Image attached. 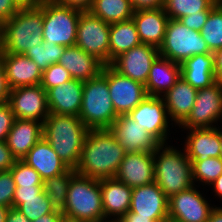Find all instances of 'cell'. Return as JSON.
<instances>
[{
    "label": "cell",
    "mask_w": 222,
    "mask_h": 222,
    "mask_svg": "<svg viewBox=\"0 0 222 222\" xmlns=\"http://www.w3.org/2000/svg\"><path fill=\"white\" fill-rule=\"evenodd\" d=\"M221 122L222 83L216 81L209 87L198 89L191 113L178 127V131L179 129L214 128L221 125Z\"/></svg>",
    "instance_id": "9c48e42d"
},
{
    "label": "cell",
    "mask_w": 222,
    "mask_h": 222,
    "mask_svg": "<svg viewBox=\"0 0 222 222\" xmlns=\"http://www.w3.org/2000/svg\"><path fill=\"white\" fill-rule=\"evenodd\" d=\"M200 188V190H199ZM197 185L168 198V218L178 222H207L216 206ZM202 192V193H201Z\"/></svg>",
    "instance_id": "8fae6325"
},
{
    "label": "cell",
    "mask_w": 222,
    "mask_h": 222,
    "mask_svg": "<svg viewBox=\"0 0 222 222\" xmlns=\"http://www.w3.org/2000/svg\"><path fill=\"white\" fill-rule=\"evenodd\" d=\"M211 53L200 32L186 27L180 20L169 18L159 56L182 64L194 55Z\"/></svg>",
    "instance_id": "ba28073f"
},
{
    "label": "cell",
    "mask_w": 222,
    "mask_h": 222,
    "mask_svg": "<svg viewBox=\"0 0 222 222\" xmlns=\"http://www.w3.org/2000/svg\"><path fill=\"white\" fill-rule=\"evenodd\" d=\"M15 189L16 184L11 171H0V206L12 207Z\"/></svg>",
    "instance_id": "ab89813d"
},
{
    "label": "cell",
    "mask_w": 222,
    "mask_h": 222,
    "mask_svg": "<svg viewBox=\"0 0 222 222\" xmlns=\"http://www.w3.org/2000/svg\"><path fill=\"white\" fill-rule=\"evenodd\" d=\"M214 55V68H215V79L222 83V48L213 52Z\"/></svg>",
    "instance_id": "681fc988"
},
{
    "label": "cell",
    "mask_w": 222,
    "mask_h": 222,
    "mask_svg": "<svg viewBox=\"0 0 222 222\" xmlns=\"http://www.w3.org/2000/svg\"><path fill=\"white\" fill-rule=\"evenodd\" d=\"M221 174V157H209L203 161H192V178L194 185L199 187L202 186L204 192L206 187H208Z\"/></svg>",
    "instance_id": "e575fe53"
},
{
    "label": "cell",
    "mask_w": 222,
    "mask_h": 222,
    "mask_svg": "<svg viewBox=\"0 0 222 222\" xmlns=\"http://www.w3.org/2000/svg\"><path fill=\"white\" fill-rule=\"evenodd\" d=\"M212 209L207 222H222V202Z\"/></svg>",
    "instance_id": "9f6ffc18"
},
{
    "label": "cell",
    "mask_w": 222,
    "mask_h": 222,
    "mask_svg": "<svg viewBox=\"0 0 222 222\" xmlns=\"http://www.w3.org/2000/svg\"><path fill=\"white\" fill-rule=\"evenodd\" d=\"M1 52L2 50H1V31H0V56H1Z\"/></svg>",
    "instance_id": "6125c7cd"
},
{
    "label": "cell",
    "mask_w": 222,
    "mask_h": 222,
    "mask_svg": "<svg viewBox=\"0 0 222 222\" xmlns=\"http://www.w3.org/2000/svg\"><path fill=\"white\" fill-rule=\"evenodd\" d=\"M141 44L133 19L110 24L109 65L119 55Z\"/></svg>",
    "instance_id": "f546056e"
},
{
    "label": "cell",
    "mask_w": 222,
    "mask_h": 222,
    "mask_svg": "<svg viewBox=\"0 0 222 222\" xmlns=\"http://www.w3.org/2000/svg\"><path fill=\"white\" fill-rule=\"evenodd\" d=\"M180 78V64L158 56L151 65L145 84L148 96L162 97Z\"/></svg>",
    "instance_id": "83f0119b"
},
{
    "label": "cell",
    "mask_w": 222,
    "mask_h": 222,
    "mask_svg": "<svg viewBox=\"0 0 222 222\" xmlns=\"http://www.w3.org/2000/svg\"><path fill=\"white\" fill-rule=\"evenodd\" d=\"M43 123L37 120L15 119L6 144L16 160H22L43 137Z\"/></svg>",
    "instance_id": "cb8c5ba5"
},
{
    "label": "cell",
    "mask_w": 222,
    "mask_h": 222,
    "mask_svg": "<svg viewBox=\"0 0 222 222\" xmlns=\"http://www.w3.org/2000/svg\"><path fill=\"white\" fill-rule=\"evenodd\" d=\"M222 125H220V157L222 158Z\"/></svg>",
    "instance_id": "680465c9"
},
{
    "label": "cell",
    "mask_w": 222,
    "mask_h": 222,
    "mask_svg": "<svg viewBox=\"0 0 222 222\" xmlns=\"http://www.w3.org/2000/svg\"><path fill=\"white\" fill-rule=\"evenodd\" d=\"M55 2L66 5L71 8H76L81 11H88L92 5L93 0H54Z\"/></svg>",
    "instance_id": "c3c4849f"
},
{
    "label": "cell",
    "mask_w": 222,
    "mask_h": 222,
    "mask_svg": "<svg viewBox=\"0 0 222 222\" xmlns=\"http://www.w3.org/2000/svg\"><path fill=\"white\" fill-rule=\"evenodd\" d=\"M169 144H160L154 152V181L168 198L194 186L185 149Z\"/></svg>",
    "instance_id": "3957f363"
},
{
    "label": "cell",
    "mask_w": 222,
    "mask_h": 222,
    "mask_svg": "<svg viewBox=\"0 0 222 222\" xmlns=\"http://www.w3.org/2000/svg\"><path fill=\"white\" fill-rule=\"evenodd\" d=\"M165 0H131L134 11L163 8Z\"/></svg>",
    "instance_id": "f6af8a7d"
},
{
    "label": "cell",
    "mask_w": 222,
    "mask_h": 222,
    "mask_svg": "<svg viewBox=\"0 0 222 222\" xmlns=\"http://www.w3.org/2000/svg\"><path fill=\"white\" fill-rule=\"evenodd\" d=\"M10 88L7 83L3 62L0 58V104L8 100Z\"/></svg>",
    "instance_id": "7dc6e473"
},
{
    "label": "cell",
    "mask_w": 222,
    "mask_h": 222,
    "mask_svg": "<svg viewBox=\"0 0 222 222\" xmlns=\"http://www.w3.org/2000/svg\"><path fill=\"white\" fill-rule=\"evenodd\" d=\"M43 190V186H16L14 198L36 197Z\"/></svg>",
    "instance_id": "bcb514c9"
},
{
    "label": "cell",
    "mask_w": 222,
    "mask_h": 222,
    "mask_svg": "<svg viewBox=\"0 0 222 222\" xmlns=\"http://www.w3.org/2000/svg\"><path fill=\"white\" fill-rule=\"evenodd\" d=\"M132 19L141 43L157 48L162 45L169 20L163 8L134 11Z\"/></svg>",
    "instance_id": "d4e9b609"
},
{
    "label": "cell",
    "mask_w": 222,
    "mask_h": 222,
    "mask_svg": "<svg viewBox=\"0 0 222 222\" xmlns=\"http://www.w3.org/2000/svg\"><path fill=\"white\" fill-rule=\"evenodd\" d=\"M75 80L88 81L98 76L104 64L95 56L86 53L77 45L64 49L58 61Z\"/></svg>",
    "instance_id": "4316f807"
},
{
    "label": "cell",
    "mask_w": 222,
    "mask_h": 222,
    "mask_svg": "<svg viewBox=\"0 0 222 222\" xmlns=\"http://www.w3.org/2000/svg\"><path fill=\"white\" fill-rule=\"evenodd\" d=\"M10 171L16 186H43L39 173L22 160H16Z\"/></svg>",
    "instance_id": "74e56055"
},
{
    "label": "cell",
    "mask_w": 222,
    "mask_h": 222,
    "mask_svg": "<svg viewBox=\"0 0 222 222\" xmlns=\"http://www.w3.org/2000/svg\"><path fill=\"white\" fill-rule=\"evenodd\" d=\"M66 47L58 45L54 42L43 41L34 48L30 47L24 55L32 59L38 67L44 71L52 64L58 63L61 54Z\"/></svg>",
    "instance_id": "8d00e7d4"
},
{
    "label": "cell",
    "mask_w": 222,
    "mask_h": 222,
    "mask_svg": "<svg viewBox=\"0 0 222 222\" xmlns=\"http://www.w3.org/2000/svg\"><path fill=\"white\" fill-rule=\"evenodd\" d=\"M1 53L24 54L43 42V11L39 8L19 9L0 25Z\"/></svg>",
    "instance_id": "5b68a950"
},
{
    "label": "cell",
    "mask_w": 222,
    "mask_h": 222,
    "mask_svg": "<svg viewBox=\"0 0 222 222\" xmlns=\"http://www.w3.org/2000/svg\"><path fill=\"white\" fill-rule=\"evenodd\" d=\"M198 89L182 77L162 96L171 123L179 127L191 113Z\"/></svg>",
    "instance_id": "603a6c76"
},
{
    "label": "cell",
    "mask_w": 222,
    "mask_h": 222,
    "mask_svg": "<svg viewBox=\"0 0 222 222\" xmlns=\"http://www.w3.org/2000/svg\"><path fill=\"white\" fill-rule=\"evenodd\" d=\"M6 222H30V220L19 210L11 207L7 214Z\"/></svg>",
    "instance_id": "f907efd6"
},
{
    "label": "cell",
    "mask_w": 222,
    "mask_h": 222,
    "mask_svg": "<svg viewBox=\"0 0 222 222\" xmlns=\"http://www.w3.org/2000/svg\"><path fill=\"white\" fill-rule=\"evenodd\" d=\"M158 56L159 48L141 43L116 57L110 66L119 74L145 85L151 65Z\"/></svg>",
    "instance_id": "5bb4252c"
},
{
    "label": "cell",
    "mask_w": 222,
    "mask_h": 222,
    "mask_svg": "<svg viewBox=\"0 0 222 222\" xmlns=\"http://www.w3.org/2000/svg\"><path fill=\"white\" fill-rule=\"evenodd\" d=\"M84 82L71 79L46 91L49 112L79 116Z\"/></svg>",
    "instance_id": "7402d4cb"
},
{
    "label": "cell",
    "mask_w": 222,
    "mask_h": 222,
    "mask_svg": "<svg viewBox=\"0 0 222 222\" xmlns=\"http://www.w3.org/2000/svg\"><path fill=\"white\" fill-rule=\"evenodd\" d=\"M43 11V41L68 47L77 39L81 10L61 5L54 0H43L38 6Z\"/></svg>",
    "instance_id": "52a82bcc"
},
{
    "label": "cell",
    "mask_w": 222,
    "mask_h": 222,
    "mask_svg": "<svg viewBox=\"0 0 222 222\" xmlns=\"http://www.w3.org/2000/svg\"><path fill=\"white\" fill-rule=\"evenodd\" d=\"M162 222H178V221H176V220H173V219H171V218H166L164 221H162Z\"/></svg>",
    "instance_id": "91938a15"
},
{
    "label": "cell",
    "mask_w": 222,
    "mask_h": 222,
    "mask_svg": "<svg viewBox=\"0 0 222 222\" xmlns=\"http://www.w3.org/2000/svg\"><path fill=\"white\" fill-rule=\"evenodd\" d=\"M22 161L34 168L43 181L70 169L43 137L29 150Z\"/></svg>",
    "instance_id": "484cf974"
},
{
    "label": "cell",
    "mask_w": 222,
    "mask_h": 222,
    "mask_svg": "<svg viewBox=\"0 0 222 222\" xmlns=\"http://www.w3.org/2000/svg\"><path fill=\"white\" fill-rule=\"evenodd\" d=\"M210 188L212 191L210 193H214L215 199L219 197L218 199L222 201V174L208 186L207 190L209 191Z\"/></svg>",
    "instance_id": "816d5d0a"
},
{
    "label": "cell",
    "mask_w": 222,
    "mask_h": 222,
    "mask_svg": "<svg viewBox=\"0 0 222 222\" xmlns=\"http://www.w3.org/2000/svg\"><path fill=\"white\" fill-rule=\"evenodd\" d=\"M89 130L78 116L50 113L43 122L42 134L66 165L75 169Z\"/></svg>",
    "instance_id": "7a4b0ae2"
},
{
    "label": "cell",
    "mask_w": 222,
    "mask_h": 222,
    "mask_svg": "<svg viewBox=\"0 0 222 222\" xmlns=\"http://www.w3.org/2000/svg\"><path fill=\"white\" fill-rule=\"evenodd\" d=\"M180 77L196 89L211 86L216 82L214 55L198 54L180 64Z\"/></svg>",
    "instance_id": "f1b7e54d"
},
{
    "label": "cell",
    "mask_w": 222,
    "mask_h": 222,
    "mask_svg": "<svg viewBox=\"0 0 222 222\" xmlns=\"http://www.w3.org/2000/svg\"><path fill=\"white\" fill-rule=\"evenodd\" d=\"M62 219V212L55 210L54 212L43 215L32 222H60Z\"/></svg>",
    "instance_id": "11a10c76"
},
{
    "label": "cell",
    "mask_w": 222,
    "mask_h": 222,
    "mask_svg": "<svg viewBox=\"0 0 222 222\" xmlns=\"http://www.w3.org/2000/svg\"><path fill=\"white\" fill-rule=\"evenodd\" d=\"M7 103L17 119L37 120L43 123L50 114L47 93L40 84L10 90Z\"/></svg>",
    "instance_id": "4fadbf2b"
},
{
    "label": "cell",
    "mask_w": 222,
    "mask_h": 222,
    "mask_svg": "<svg viewBox=\"0 0 222 222\" xmlns=\"http://www.w3.org/2000/svg\"><path fill=\"white\" fill-rule=\"evenodd\" d=\"M127 115L152 135L160 144L169 143L172 140L173 127L175 133L177 132L175 125L170 123L171 120L169 119L162 97L147 96Z\"/></svg>",
    "instance_id": "30bf717a"
},
{
    "label": "cell",
    "mask_w": 222,
    "mask_h": 222,
    "mask_svg": "<svg viewBox=\"0 0 222 222\" xmlns=\"http://www.w3.org/2000/svg\"><path fill=\"white\" fill-rule=\"evenodd\" d=\"M108 87L116 114H128L147 96L145 85L119 74L108 65Z\"/></svg>",
    "instance_id": "9a60e30c"
},
{
    "label": "cell",
    "mask_w": 222,
    "mask_h": 222,
    "mask_svg": "<svg viewBox=\"0 0 222 222\" xmlns=\"http://www.w3.org/2000/svg\"><path fill=\"white\" fill-rule=\"evenodd\" d=\"M60 222H78V221H73V220L63 218Z\"/></svg>",
    "instance_id": "94428289"
},
{
    "label": "cell",
    "mask_w": 222,
    "mask_h": 222,
    "mask_svg": "<svg viewBox=\"0 0 222 222\" xmlns=\"http://www.w3.org/2000/svg\"><path fill=\"white\" fill-rule=\"evenodd\" d=\"M88 11L110 24L132 19L134 15L131 0H93Z\"/></svg>",
    "instance_id": "4dcf8cb0"
},
{
    "label": "cell",
    "mask_w": 222,
    "mask_h": 222,
    "mask_svg": "<svg viewBox=\"0 0 222 222\" xmlns=\"http://www.w3.org/2000/svg\"><path fill=\"white\" fill-rule=\"evenodd\" d=\"M180 143L192 161H203L209 157H220V126L214 128L186 129ZM186 136V137H185ZM185 137V138H184Z\"/></svg>",
    "instance_id": "d6986e66"
},
{
    "label": "cell",
    "mask_w": 222,
    "mask_h": 222,
    "mask_svg": "<svg viewBox=\"0 0 222 222\" xmlns=\"http://www.w3.org/2000/svg\"><path fill=\"white\" fill-rule=\"evenodd\" d=\"M16 159L5 141H0V171H8L14 165Z\"/></svg>",
    "instance_id": "7bdbcfd3"
},
{
    "label": "cell",
    "mask_w": 222,
    "mask_h": 222,
    "mask_svg": "<svg viewBox=\"0 0 222 222\" xmlns=\"http://www.w3.org/2000/svg\"><path fill=\"white\" fill-rule=\"evenodd\" d=\"M210 11H199V14L183 16L179 20L188 28L200 32L206 23Z\"/></svg>",
    "instance_id": "b9f144b4"
},
{
    "label": "cell",
    "mask_w": 222,
    "mask_h": 222,
    "mask_svg": "<svg viewBox=\"0 0 222 222\" xmlns=\"http://www.w3.org/2000/svg\"><path fill=\"white\" fill-rule=\"evenodd\" d=\"M131 188L154 182V152L126 153L114 177Z\"/></svg>",
    "instance_id": "ac0fdd59"
},
{
    "label": "cell",
    "mask_w": 222,
    "mask_h": 222,
    "mask_svg": "<svg viewBox=\"0 0 222 222\" xmlns=\"http://www.w3.org/2000/svg\"><path fill=\"white\" fill-rule=\"evenodd\" d=\"M62 214L63 218L78 222H104L100 180L75 173Z\"/></svg>",
    "instance_id": "277c9868"
},
{
    "label": "cell",
    "mask_w": 222,
    "mask_h": 222,
    "mask_svg": "<svg viewBox=\"0 0 222 222\" xmlns=\"http://www.w3.org/2000/svg\"><path fill=\"white\" fill-rule=\"evenodd\" d=\"M219 0H165L164 12L170 19L179 20L183 16L199 14V11H211Z\"/></svg>",
    "instance_id": "d6a6232c"
},
{
    "label": "cell",
    "mask_w": 222,
    "mask_h": 222,
    "mask_svg": "<svg viewBox=\"0 0 222 222\" xmlns=\"http://www.w3.org/2000/svg\"><path fill=\"white\" fill-rule=\"evenodd\" d=\"M109 130L126 153L155 152L160 143L127 114L119 115Z\"/></svg>",
    "instance_id": "2e32d148"
},
{
    "label": "cell",
    "mask_w": 222,
    "mask_h": 222,
    "mask_svg": "<svg viewBox=\"0 0 222 222\" xmlns=\"http://www.w3.org/2000/svg\"><path fill=\"white\" fill-rule=\"evenodd\" d=\"M104 222H116L130 209L132 188L115 178L101 179Z\"/></svg>",
    "instance_id": "44dd1931"
},
{
    "label": "cell",
    "mask_w": 222,
    "mask_h": 222,
    "mask_svg": "<svg viewBox=\"0 0 222 222\" xmlns=\"http://www.w3.org/2000/svg\"><path fill=\"white\" fill-rule=\"evenodd\" d=\"M73 79L68 70L61 64L55 63L42 71V79L40 85L47 91L50 88L61 85Z\"/></svg>",
    "instance_id": "f35d334b"
},
{
    "label": "cell",
    "mask_w": 222,
    "mask_h": 222,
    "mask_svg": "<svg viewBox=\"0 0 222 222\" xmlns=\"http://www.w3.org/2000/svg\"><path fill=\"white\" fill-rule=\"evenodd\" d=\"M209 50L213 53L222 48V3L219 2L209 13L200 31Z\"/></svg>",
    "instance_id": "d590c367"
},
{
    "label": "cell",
    "mask_w": 222,
    "mask_h": 222,
    "mask_svg": "<svg viewBox=\"0 0 222 222\" xmlns=\"http://www.w3.org/2000/svg\"><path fill=\"white\" fill-rule=\"evenodd\" d=\"M138 217L162 222L168 218V197L154 181L151 184L132 188L130 209Z\"/></svg>",
    "instance_id": "e0dca14e"
},
{
    "label": "cell",
    "mask_w": 222,
    "mask_h": 222,
    "mask_svg": "<svg viewBox=\"0 0 222 222\" xmlns=\"http://www.w3.org/2000/svg\"><path fill=\"white\" fill-rule=\"evenodd\" d=\"M8 207L0 206V222H6V217L9 212Z\"/></svg>",
    "instance_id": "6f0895ef"
},
{
    "label": "cell",
    "mask_w": 222,
    "mask_h": 222,
    "mask_svg": "<svg viewBox=\"0 0 222 222\" xmlns=\"http://www.w3.org/2000/svg\"><path fill=\"white\" fill-rule=\"evenodd\" d=\"M78 117L90 130L109 129L118 117L109 94L108 65L98 76L84 82Z\"/></svg>",
    "instance_id": "8992f818"
},
{
    "label": "cell",
    "mask_w": 222,
    "mask_h": 222,
    "mask_svg": "<svg viewBox=\"0 0 222 222\" xmlns=\"http://www.w3.org/2000/svg\"><path fill=\"white\" fill-rule=\"evenodd\" d=\"M15 115L10 105L5 102L0 104V141H6L12 125L15 122Z\"/></svg>",
    "instance_id": "60d3db41"
},
{
    "label": "cell",
    "mask_w": 222,
    "mask_h": 222,
    "mask_svg": "<svg viewBox=\"0 0 222 222\" xmlns=\"http://www.w3.org/2000/svg\"><path fill=\"white\" fill-rule=\"evenodd\" d=\"M110 23L82 11L77 26L76 44L86 53L95 56L104 65H109Z\"/></svg>",
    "instance_id": "7c38bea8"
},
{
    "label": "cell",
    "mask_w": 222,
    "mask_h": 222,
    "mask_svg": "<svg viewBox=\"0 0 222 222\" xmlns=\"http://www.w3.org/2000/svg\"><path fill=\"white\" fill-rule=\"evenodd\" d=\"M12 207L23 213L30 222L55 211L44 190L37 194L36 197L13 198Z\"/></svg>",
    "instance_id": "836d02e7"
},
{
    "label": "cell",
    "mask_w": 222,
    "mask_h": 222,
    "mask_svg": "<svg viewBox=\"0 0 222 222\" xmlns=\"http://www.w3.org/2000/svg\"><path fill=\"white\" fill-rule=\"evenodd\" d=\"M116 222H155L151 218L138 217L137 214L128 211L122 218Z\"/></svg>",
    "instance_id": "db71d44e"
},
{
    "label": "cell",
    "mask_w": 222,
    "mask_h": 222,
    "mask_svg": "<svg viewBox=\"0 0 222 222\" xmlns=\"http://www.w3.org/2000/svg\"><path fill=\"white\" fill-rule=\"evenodd\" d=\"M125 154V149L109 129H91L75 171L98 180L114 178Z\"/></svg>",
    "instance_id": "6da1fadb"
},
{
    "label": "cell",
    "mask_w": 222,
    "mask_h": 222,
    "mask_svg": "<svg viewBox=\"0 0 222 222\" xmlns=\"http://www.w3.org/2000/svg\"><path fill=\"white\" fill-rule=\"evenodd\" d=\"M75 173V169L70 168L62 174L43 181L44 193L50 199L51 205L55 210L64 211L70 180Z\"/></svg>",
    "instance_id": "1f68e13d"
},
{
    "label": "cell",
    "mask_w": 222,
    "mask_h": 222,
    "mask_svg": "<svg viewBox=\"0 0 222 222\" xmlns=\"http://www.w3.org/2000/svg\"><path fill=\"white\" fill-rule=\"evenodd\" d=\"M10 90L22 86L38 85L42 79V70L24 54L1 53Z\"/></svg>",
    "instance_id": "ffe728a7"
},
{
    "label": "cell",
    "mask_w": 222,
    "mask_h": 222,
    "mask_svg": "<svg viewBox=\"0 0 222 222\" xmlns=\"http://www.w3.org/2000/svg\"><path fill=\"white\" fill-rule=\"evenodd\" d=\"M18 9L36 8L42 4L43 0H12Z\"/></svg>",
    "instance_id": "f5cc1de1"
},
{
    "label": "cell",
    "mask_w": 222,
    "mask_h": 222,
    "mask_svg": "<svg viewBox=\"0 0 222 222\" xmlns=\"http://www.w3.org/2000/svg\"><path fill=\"white\" fill-rule=\"evenodd\" d=\"M18 11L12 0H0V25L11 19Z\"/></svg>",
    "instance_id": "ee69618b"
}]
</instances>
